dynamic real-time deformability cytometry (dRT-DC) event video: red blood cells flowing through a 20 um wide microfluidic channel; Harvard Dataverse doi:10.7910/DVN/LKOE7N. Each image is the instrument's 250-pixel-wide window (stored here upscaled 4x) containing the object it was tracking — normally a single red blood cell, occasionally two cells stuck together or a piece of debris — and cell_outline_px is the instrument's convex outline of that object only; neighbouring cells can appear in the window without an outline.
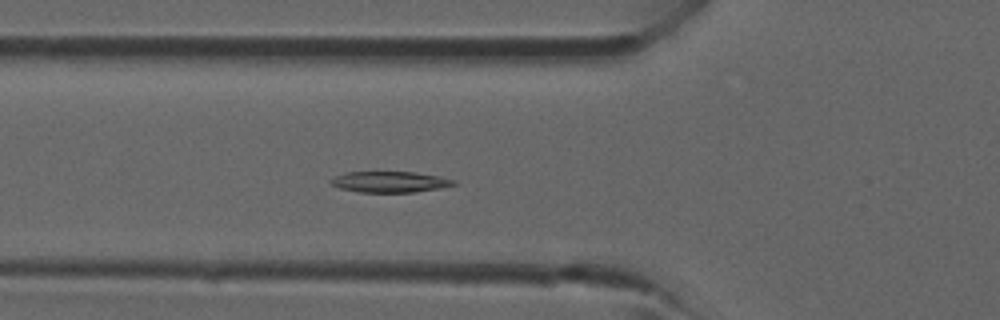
{"species": "common noctule bat (a hibernating species)", "species_latin": "Nyctalus noctula", "temperature_condition": "room temperature", "stored_images_in_passage": 40, "camera_frame_rate_fps": 3000, "um_per_image_px": 0.085, "animal": {"sex": "male", "forearm_length_mm": 52.5}, "frame": {"image": 1, "passage_image": 13, "time_ms": 4.0, "image_size_px": [1000, 320], "cell_outline_px": [[456, 184], [440, 188], [416, 192], [360, 192], [340, 188], [332, 184], [328, 180], [344, 172], [416, 172], [440, 176], [456, 180]], "centroid_in_image_um": [33.16, 15.45], "position_along_channel_um": 92.6, "area_um2": 15.03}}
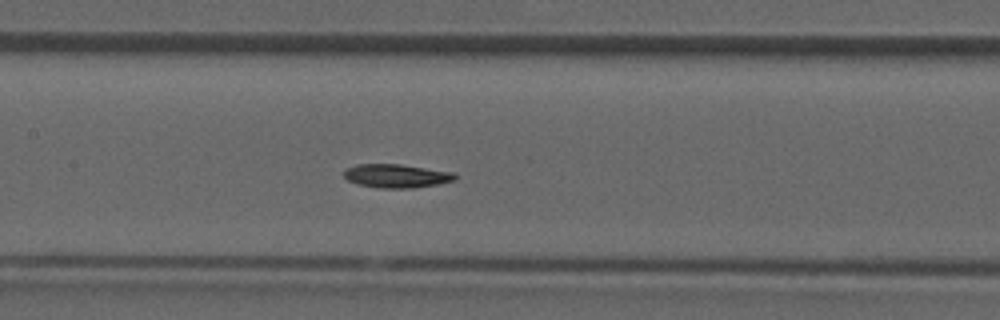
{"frame": {"image": 2, "passage_image": 18, "time_ms": 5.667, "image_size_px": [1000, 320], "cell_outline_px": [[456, 180], [436, 184], [412, 188], [380, 188], [356, 184], [348, 180], [344, 176], [344, 172], [348, 168], [356, 164], [400, 164], [456, 172]], "centroid_in_image_um": [33.72, 14.95], "position_along_channel_um": 173.7, "area_um2": 15.32}}
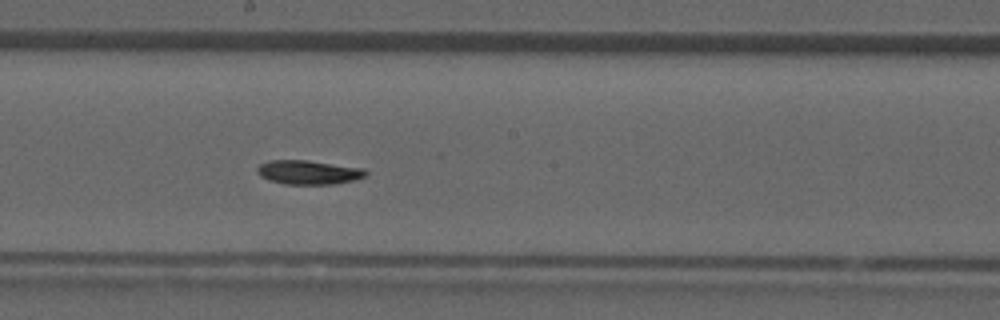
{"frame": {"image": 3, "passage_image": 21, "time_ms": 6.667, "image_size_px": [1000, 320], "cell_outline_px": [[368, 172], [364, 176], [352, 180], [332, 184], [284, 184], [268, 180], [260, 176], [256, 172], [256, 168], [260, 164], [268, 160], [308, 160], [364, 168]], "centroid_in_image_um": [26.17, 14.63], "position_along_channel_um": 222.0, "area_um2": 15.26}}